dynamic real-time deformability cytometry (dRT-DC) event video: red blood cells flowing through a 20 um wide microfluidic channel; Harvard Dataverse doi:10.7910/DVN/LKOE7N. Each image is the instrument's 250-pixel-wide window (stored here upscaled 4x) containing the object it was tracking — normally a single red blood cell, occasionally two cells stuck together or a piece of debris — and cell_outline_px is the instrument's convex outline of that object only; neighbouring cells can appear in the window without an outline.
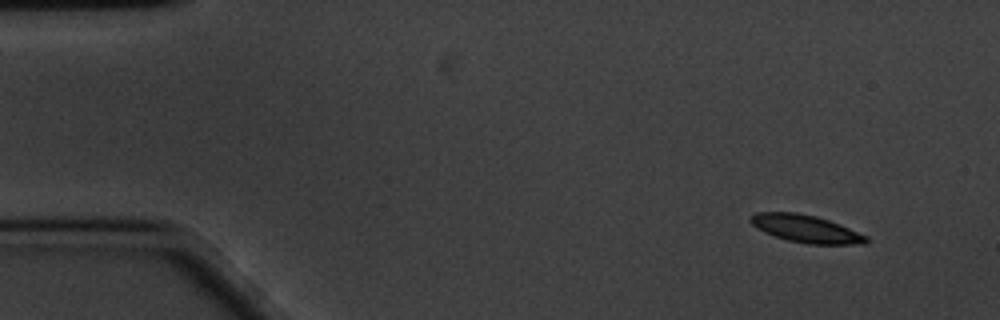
{"species": "common noctule bat (a hibernating species)", "species_latin": "Nyctalus noctula", "temperature_condition": "cold", "stored_images_in_passage": 55, "camera_frame_rate_fps": 3000, "um_per_image_px": 0.085, "animal": {"sex": "male", "body_mass_g": 20.1, "forearm_length_mm": 53.5}, "frame": {"image": 1, "passage_image": 1, "time_ms": 0.0, "image_size_px": [1000, 320], "cell_outline_px": [[868, 240], [864, 244], [808, 244], [788, 240], [764, 232], [756, 228], [748, 220], [756, 212], [796, 212], [816, 216], [840, 224], [868, 236]], "centroid_in_image_um": [68.5, 19.44], "position_along_channel_um": 16.5, "area_um2": 18.5}}
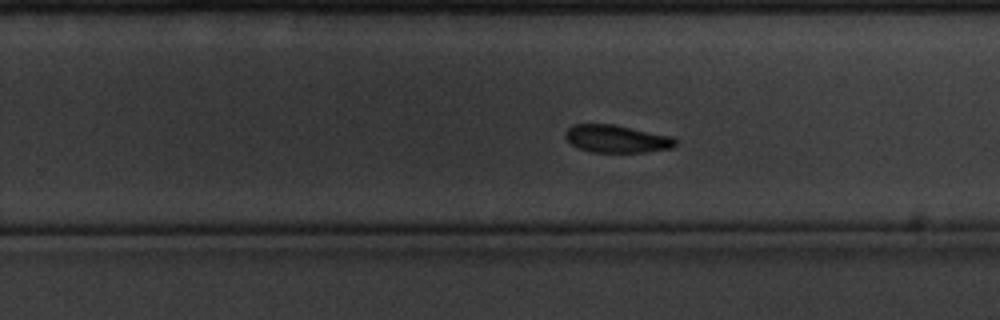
{"frame": {"image": 2, "passage_image": 33, "time_ms": 10.667, "image_size_px": [1000, 320], "cell_outline_px": [[676, 144], [672, 148], [644, 152], [592, 152], [580, 148], [572, 144], [564, 136], [564, 132], [572, 124], [612, 124], [672, 136], [676, 140]], "centroid_in_image_um": [52.4, 11.79], "position_along_channel_um": 277.4, "area_um2": 17.63}}
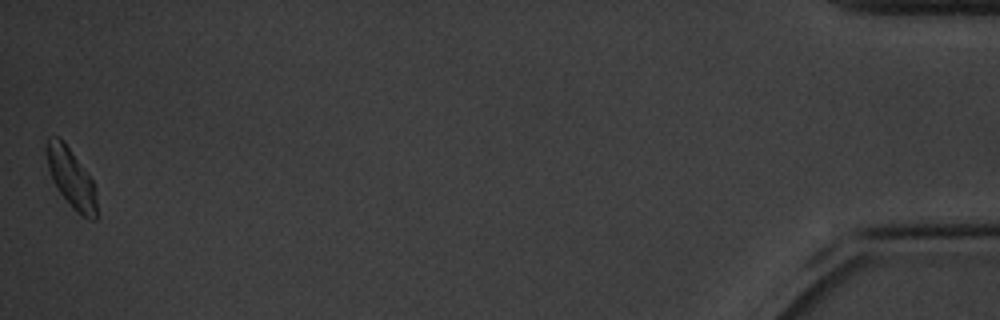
{"frame": {"image": 3, "passage_image": 55, "time_ms": 18.0, "image_size_px": [1000, 320], "cell_outline_px": [[96, 220], [88, 220], [80, 216], [72, 208], [56, 188], [52, 180], [48, 168], [44, 152], [44, 144], [48, 136], [60, 136], [64, 140], [92, 180], [96, 188]], "centroid_in_image_um": [6.01, 15.1], "position_along_channel_um": 429.2, "area_um2": 17.92}, "authors_computed_cell_mechanics": {"area_um2": 18.496, "velocity_mm_per_s": 3.3469, "shape_relaxation_time_tau1_ms": 2.878, "shape_relaxation_time_tau2_ms": null, "deformation_change_tau1": 0.0807, "deformation_change_tau2": null}}